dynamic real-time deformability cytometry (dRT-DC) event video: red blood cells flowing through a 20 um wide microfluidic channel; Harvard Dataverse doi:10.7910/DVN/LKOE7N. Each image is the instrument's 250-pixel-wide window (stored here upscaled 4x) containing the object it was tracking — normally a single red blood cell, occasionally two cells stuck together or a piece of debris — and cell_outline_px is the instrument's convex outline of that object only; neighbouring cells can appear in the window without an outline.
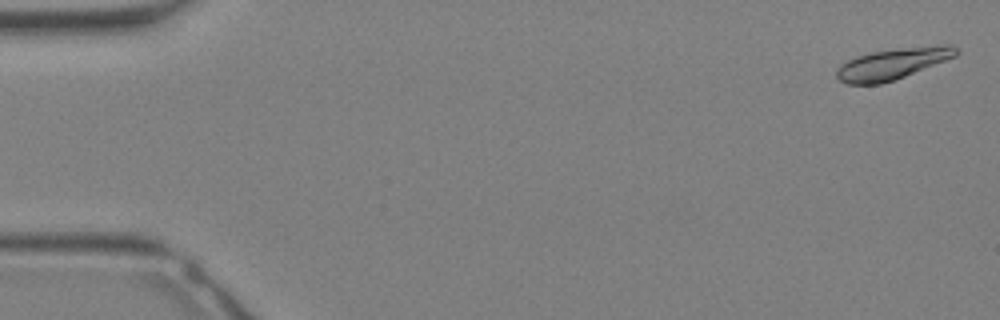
{"species": "Egyptian fruit bat (a non-hibernating species)", "species_latin": "Rousettus aegyptiacus", "temperature_condition": "warm", "stored_images_in_passage": 8, "camera_frame_rate_fps": 3000, "um_per_image_px": 0.085, "animal": {"sex": "female"}, "frame": {"image": 1, "passage_image": 1, "time_ms": 0.0, "image_size_px": [1000, 320], "cell_outline_px": [[956, 56], [904, 76], [880, 84], [848, 84], [840, 80], [836, 76], [836, 72], [840, 64], [848, 60], [872, 52], [908, 48], [948, 44], [952, 44], [956, 48]], "centroid_in_image_um": [75.84, 5.43], "position_along_channel_um": 9.2, "area_um2": 20.92}}